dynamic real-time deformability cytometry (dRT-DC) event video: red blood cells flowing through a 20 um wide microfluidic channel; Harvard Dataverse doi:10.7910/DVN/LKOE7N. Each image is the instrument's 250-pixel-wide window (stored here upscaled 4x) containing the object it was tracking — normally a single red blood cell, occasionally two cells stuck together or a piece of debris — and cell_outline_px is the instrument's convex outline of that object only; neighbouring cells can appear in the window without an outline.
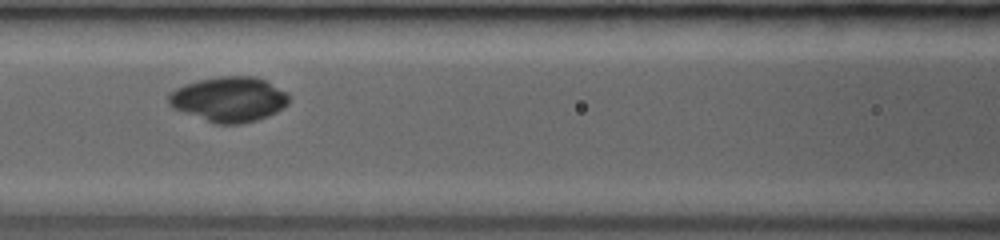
{"species": "common noctule bat (a hibernating species)", "species_latin": "Nyctalus noctula", "temperature_condition": "room temperature", "stored_images_in_passage": 5, "camera_frame_rate_fps": 3000, "um_per_image_px": 0.085, "animal": {"sex": "female", "body_mass_g": 19.0, "forearm_length_mm": 53.3}, "frame": {"image": 1, "passage_image": 4, "time_ms": 3.667, "image_size_px": [1000, 240], "cell_outline_px": [[288, 104], [284, 108], [268, 116], [256, 120], [240, 124], [216, 124], [172, 108], [168, 104], [168, 96], [176, 88], [196, 80], [220, 76], [256, 76], [288, 92]], "centroid_in_image_um": [19.47, 8.44], "position_along_channel_um": 147.1, "area_um2": 31.62}}
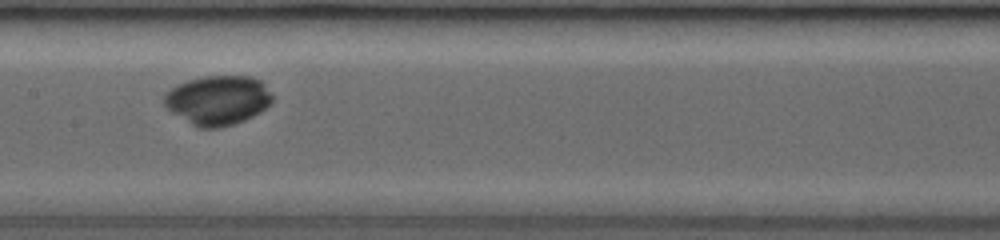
{"frame": {"image": 2, "passage_image": 5, "time_ms": 4.667, "image_size_px": [1000, 240], "cell_outline_px": [[272, 104], [260, 112], [244, 120], [220, 128], [200, 128], [192, 124], [172, 112], [164, 104], [164, 96], [172, 88], [188, 80], [204, 76], [252, 76], [260, 80], [264, 84], [272, 96]], "centroid_in_image_um": [18.55, 8.51], "position_along_channel_um": 188.9, "area_um2": 30.87}}